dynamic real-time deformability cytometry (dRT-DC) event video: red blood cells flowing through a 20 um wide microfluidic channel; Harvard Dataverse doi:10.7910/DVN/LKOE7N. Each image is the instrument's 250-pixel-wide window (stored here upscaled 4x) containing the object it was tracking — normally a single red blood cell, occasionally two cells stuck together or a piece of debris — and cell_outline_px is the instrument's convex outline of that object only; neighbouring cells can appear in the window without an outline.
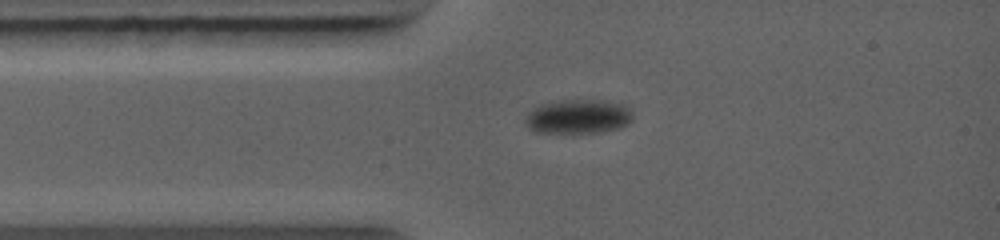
{"species": "common noctule bat (a hibernating species)", "species_latin": "Nyctalus noctula", "temperature_condition": "warm", "stored_images_in_passage": 39, "camera_frame_rate_fps": 5000, "um_per_image_px": 0.085, "animal": {"sex": "female", "body_mass_g": 19.0, "forearm_length_mm": 56.7}, "frame": {"image": 1, "passage_image": 1, "time_ms": 0.0, "image_size_px": [1000, 240], "cell_outline_px": [[632, 120], [628, 124], [604, 132], [572, 136], [536, 132], [528, 128], [524, 120], [528, 112], [532, 108], [540, 104], [560, 100], [604, 100], [624, 104], [632, 112]], "centroid_in_image_um": [49.1, 9.96], "position_along_channel_um": 35.9, "area_um2": 22.48}}
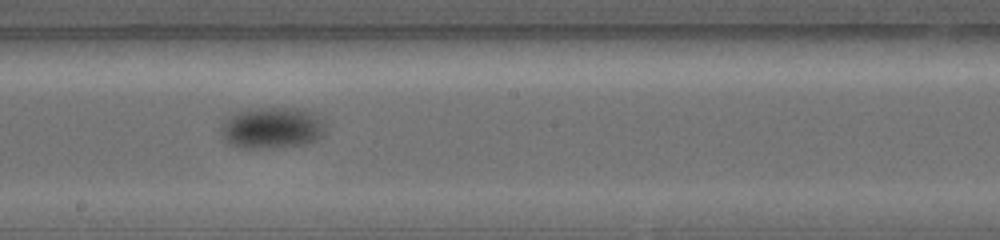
{"frame": {"image": 2, "passage_image": 17, "time_ms": 4.6, "image_size_px": [1000, 240], "cell_outline_px": [[324, 136], [320, 140], [308, 144], [272, 148], [240, 148], [228, 144], [224, 140], [220, 132], [220, 124], [232, 112], [248, 108], [296, 108], [312, 112], [324, 124]], "centroid_in_image_um": [23.06, 10.88], "position_along_channel_um": 225.1, "area_um2": 25.84}}
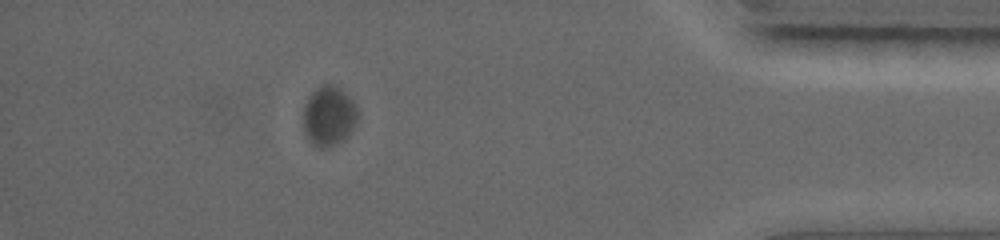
{"frame": {"image": 3, "passage_image": 34, "time_ms": 10.0, "image_size_px": [1000, 240], "cell_outline_px": [[356, 124], [348, 136], [344, 140], [336, 144], [320, 148], [312, 144], [308, 140], [304, 132], [304, 104], [308, 96], [316, 88], [324, 84], [336, 84], [356, 104]], "centroid_in_image_um": [27.94, 9.85], "position_along_channel_um": 407.3, "area_um2": 19.02}}